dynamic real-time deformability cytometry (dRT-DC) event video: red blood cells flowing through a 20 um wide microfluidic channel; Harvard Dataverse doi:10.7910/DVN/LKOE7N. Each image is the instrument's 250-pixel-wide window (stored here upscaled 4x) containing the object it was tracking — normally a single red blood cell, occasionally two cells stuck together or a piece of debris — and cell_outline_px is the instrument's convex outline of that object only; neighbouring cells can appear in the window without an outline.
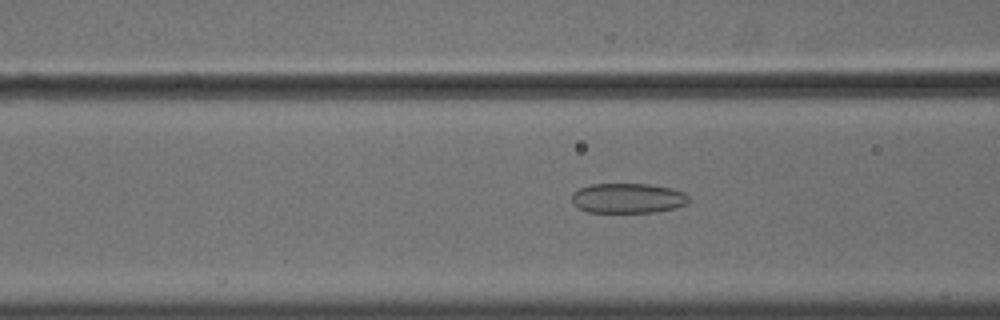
{"species": "common noctule bat (a hibernating species)", "species_latin": "Nyctalus noctula", "temperature_condition": "cold", "stored_images_in_passage": 56, "camera_frame_rate_fps": 3000, "um_per_image_px": 0.085, "animal": {"sex": "male", "body_mass_g": 18.8}, "frame": {"image": 1, "passage_image": 23, "time_ms": 7.333, "image_size_px": [1000, 320], "cell_outline_px": [[688, 204], [676, 208], [656, 212], [588, 212], [576, 208], [572, 204], [572, 192], [580, 188], [592, 184], [648, 184], [672, 188], [684, 192], [688, 196]], "centroid_in_image_um": [53.36, 16.85], "position_along_channel_um": 113.2, "area_um2": 20.63}}
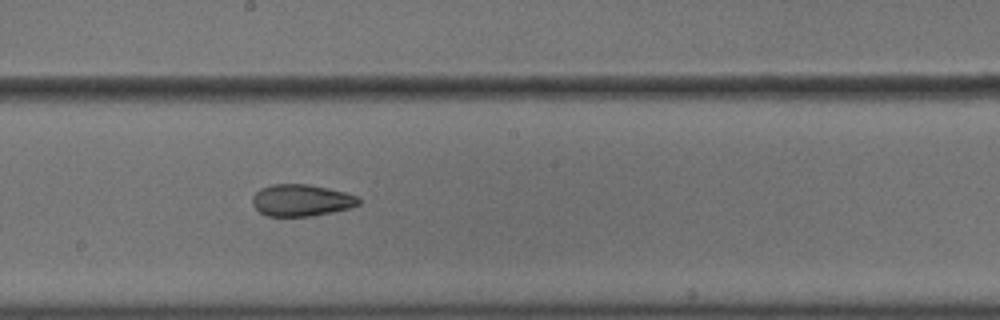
{"frame": {"image": 2, "passage_image": 32, "time_ms": 10.333, "image_size_px": [1000, 320], "cell_outline_px": [[360, 204], [352, 208], [312, 216], [268, 216], [260, 212], [252, 204], [252, 196], [260, 188], [272, 184], [308, 184], [328, 188], [360, 196]], "centroid_in_image_um": [25.64, 17.02], "position_along_channel_um": 222.6, "area_um2": 19.88}}
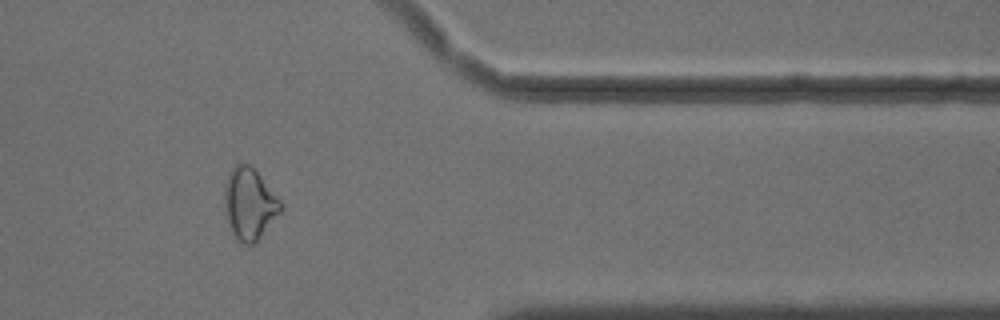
{"frame": {"image": 3, "passage_image": 47, "time_ms": 15.333, "image_size_px": [1000, 320], "cell_outline_px": [[280, 212], [256, 244], [244, 244], [232, 232], [228, 224], [224, 208], [224, 192], [228, 176], [232, 168], [240, 160], [256, 168], [280, 200]], "centroid_in_image_um": [21.19, 17.29], "position_along_channel_um": 390.2, "area_um2": 23.52}, "authors_computed_cell_mechanics": {"area_um2": 23.5535, "velocity_mm_per_s": 3.6262, "shape_relaxation_time_tau1_ms": 9.7015, "shape_relaxation_time_tau2_ms": 3.2767, "deformation_change_tau1": 0.1617, "deformation_change_tau2": 0.1034}}